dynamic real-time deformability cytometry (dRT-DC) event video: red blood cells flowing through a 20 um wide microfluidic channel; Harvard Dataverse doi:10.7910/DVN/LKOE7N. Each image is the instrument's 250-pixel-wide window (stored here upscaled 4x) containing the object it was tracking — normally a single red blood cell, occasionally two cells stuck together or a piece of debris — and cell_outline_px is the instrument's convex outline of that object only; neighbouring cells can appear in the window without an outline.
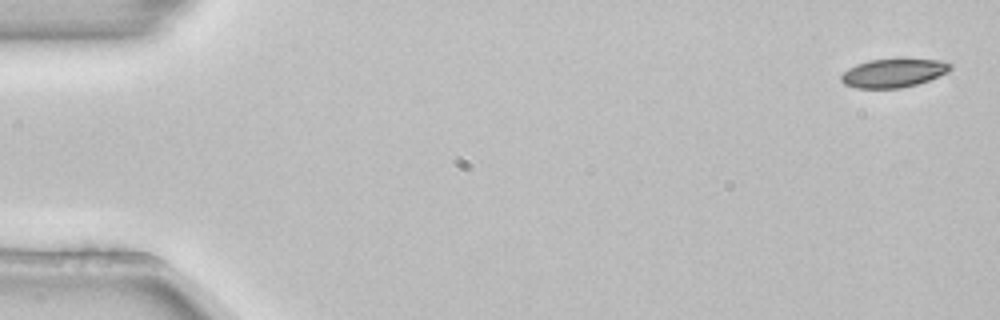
{"species": "common noctule bat (a hibernating species)", "species_latin": "Nyctalus noctula", "temperature_condition": "room temperature", "stored_images_in_passage": 5, "camera_frame_rate_fps": 3000, "um_per_image_px": 0.085, "animal": {"sex": "female", "body_mass_g": 22.7, "forearm_length_mm": 54.2}, "frame": {"image": 1, "passage_image": 1, "time_ms": 0.0, "image_size_px": [1000, 320], "cell_outline_px": [[952, 68], [948, 72], [928, 80], [916, 84], [900, 88], [856, 88], [844, 84], [840, 80], [840, 76], [848, 68], [856, 64], [868, 60], [904, 56], [940, 60], [952, 64]], "centroid_in_image_um": [75.96, 6.15], "position_along_channel_um": 9.0, "area_um2": 18.96}}
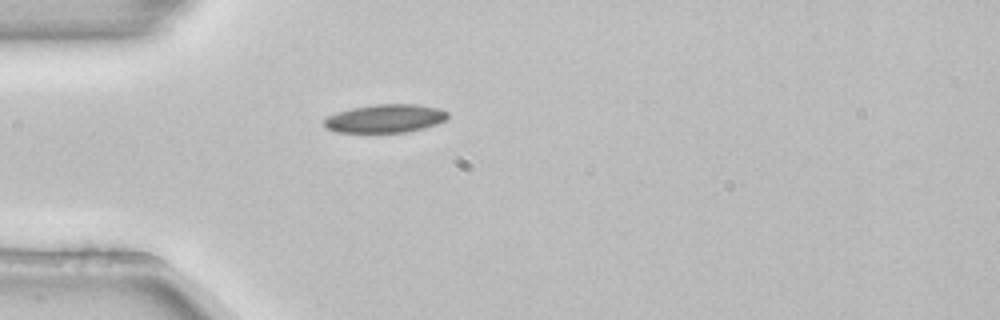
{"frame": {"image": 2, "passage_image": 5, "time_ms": 1.333, "image_size_px": [1000, 320], "cell_outline_px": [[448, 116], [444, 120], [436, 124], [424, 128], [404, 132], [336, 132], [328, 128], [324, 124], [324, 120], [328, 116], [336, 112], [352, 108], [376, 104], [416, 104], [440, 108], [448, 112]], "centroid_in_image_um": [32.76, 10.06], "position_along_channel_um": 52.2, "area_um2": 20.29}}